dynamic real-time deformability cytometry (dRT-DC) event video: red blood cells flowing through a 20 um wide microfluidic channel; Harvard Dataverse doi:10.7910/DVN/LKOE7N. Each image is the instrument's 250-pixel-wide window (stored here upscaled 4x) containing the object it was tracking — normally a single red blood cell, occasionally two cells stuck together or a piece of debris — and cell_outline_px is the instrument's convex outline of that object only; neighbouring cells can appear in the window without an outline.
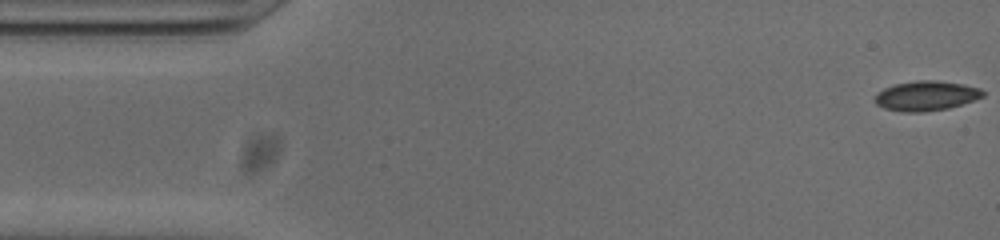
{"species": "common noctule bat (a hibernating species)", "species_latin": "Nyctalus noctula", "temperature_condition": "cold", "stored_images_in_passage": 49, "camera_frame_rate_fps": 3000, "um_per_image_px": 0.085, "animal": {"sex": "male", "body_mass_g": 20.0, "forearm_length_mm": 53.3}, "frame": {"image": 1, "passage_image": 1, "time_ms": 0.0, "image_size_px": [1000, 240], "cell_outline_px": [[984, 96], [948, 108], [920, 112], [904, 112], [884, 108], [876, 104], [876, 96], [884, 88], [896, 84], [916, 80], [936, 80], [964, 84], [980, 88], [984, 92]], "centroid_in_image_um": [78.73, 8.13], "position_along_channel_um": 6.3, "area_um2": 18.44}}
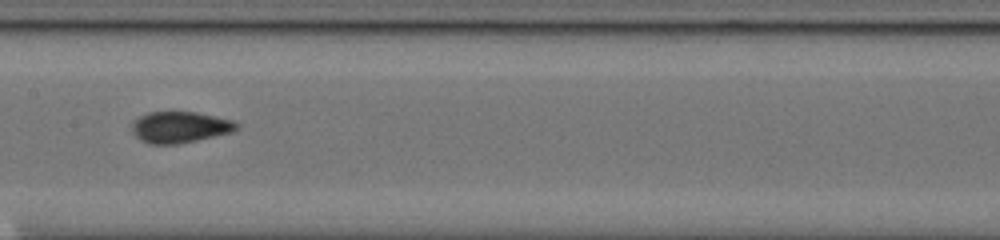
{"frame": {"image": 2, "passage_image": 25, "time_ms": 8.0, "image_size_px": [1000, 240], "cell_outline_px": [[240, 128], [232, 132], [196, 140], [176, 144], [148, 144], [136, 136], [132, 132], [132, 124], [140, 116], [148, 112], [196, 112], [232, 120], [240, 124]], "centroid_in_image_um": [15.31, 10.81], "position_along_channel_um": 192.1, "area_um2": 18.96}}
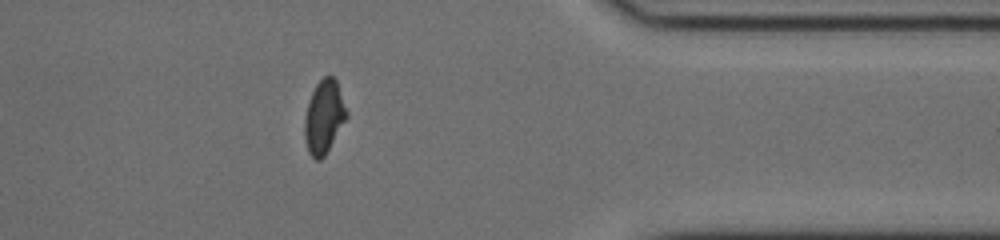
{"frame": {"image": 3, "passage_image": 42, "time_ms": 13.667, "image_size_px": [1000, 240], "cell_outline_px": [[348, 116], [324, 156], [320, 160], [316, 160], [308, 152], [304, 136], [304, 120], [308, 104], [312, 92], [316, 84], [324, 76], [332, 76], [336, 80], [348, 112]], "centroid_in_image_um": [27.54, 9.93], "position_along_channel_um": 383.9, "area_um2": 17.74}, "authors_computed_cell_mechanics": {"area_um2": 18.2648, "velocity_mm_per_s": 3.7925, "shape_relaxation_time_tau1_ms": 7.3144, "shape_relaxation_time_tau2_ms": 0.9711, "deformation_change_tau1": 0.1684, "deformation_change_tau2": 0.0422}}